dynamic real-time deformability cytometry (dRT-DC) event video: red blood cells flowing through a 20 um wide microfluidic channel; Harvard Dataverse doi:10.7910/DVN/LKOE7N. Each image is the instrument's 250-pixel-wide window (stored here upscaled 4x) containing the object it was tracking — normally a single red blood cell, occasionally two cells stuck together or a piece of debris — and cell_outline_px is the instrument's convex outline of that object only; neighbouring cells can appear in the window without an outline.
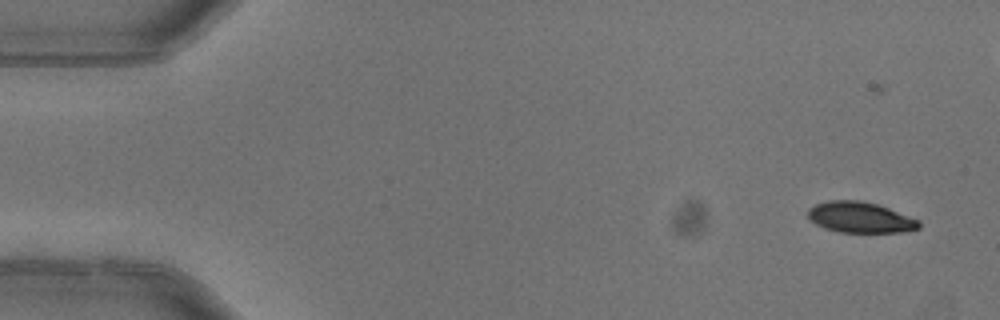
{"species": "common noctule bat (a hibernating species)", "species_latin": "Nyctalus noctula", "temperature_condition": "warm", "stored_images_in_passage": 6, "segment_of_instrument_passage": [1, 2], "camera_frame_rate_fps": 3000, "um_per_image_px": 0.085, "animal": {"sex": "female"}, "frame": {"image": 1, "passage_image": 2, "time_ms": 0.333, "image_size_px": [1000, 320], "cell_outline_px": [[920, 228], [904, 232], [840, 232], [824, 228], [816, 224], [808, 216], [808, 208], [816, 204], [828, 200], [860, 200], [876, 204], [888, 208], [920, 220]], "centroid_in_image_um": [73.12, 18.47], "position_along_channel_um": 11.9, "area_um2": 19.88}}